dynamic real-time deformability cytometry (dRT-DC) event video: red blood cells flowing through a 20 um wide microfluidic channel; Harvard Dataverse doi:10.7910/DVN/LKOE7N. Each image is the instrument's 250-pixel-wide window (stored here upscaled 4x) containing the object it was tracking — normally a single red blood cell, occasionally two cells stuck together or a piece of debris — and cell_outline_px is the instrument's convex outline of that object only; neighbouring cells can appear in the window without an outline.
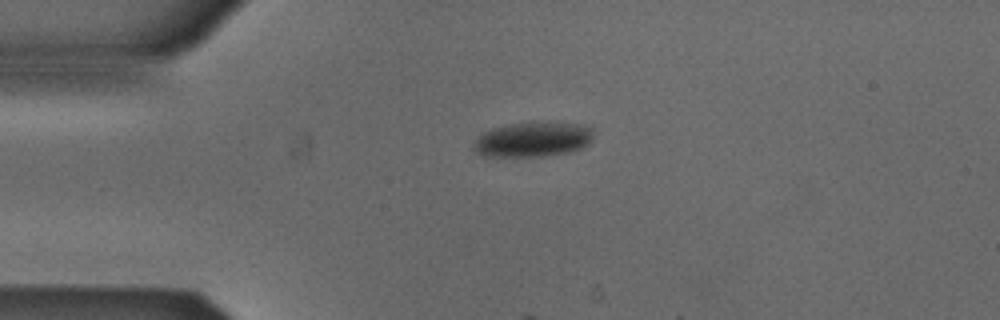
{"species": "Egyptian fruit bat (a non-hibernating species)", "species_latin": "Rousettus aegyptiacus", "temperature_condition": "cold", "stored_images_in_passage": 1, "camera_frame_rate_fps": 3000, "um_per_image_px": 0.085, "animal": {"sex": "male"}, "frame": {"image": 1, "passage_image": 1, "time_ms": 0.0, "image_size_px": [1000, 320], "cell_outline_px": [[592, 140], [588, 144], [580, 148], [568, 152], [540, 156], [480, 156], [472, 148], [472, 144], [484, 132], [492, 128], [532, 120], [580, 124], [592, 128]], "centroid_in_image_um": [45.28, 11.83], "position_along_channel_um": 39.7, "area_um2": 24.57}}